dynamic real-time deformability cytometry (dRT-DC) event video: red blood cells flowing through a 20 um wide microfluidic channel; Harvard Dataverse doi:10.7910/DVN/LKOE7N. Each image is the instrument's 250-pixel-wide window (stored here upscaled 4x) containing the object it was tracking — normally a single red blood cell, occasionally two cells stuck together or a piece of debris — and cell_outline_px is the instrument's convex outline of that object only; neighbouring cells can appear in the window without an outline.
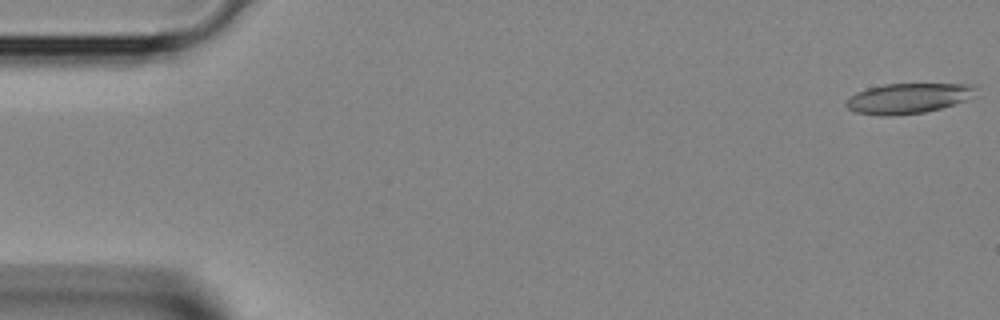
{"species": "Egyptian fruit bat (a non-hibernating species)", "species_latin": "Rousettus aegyptiacus", "temperature_condition": "room temperature", "stored_images_in_passage": 4, "camera_frame_rate_fps": 3000, "um_per_image_px": 0.085, "animal": {"sex": "female"}, "frame": {"image": 1, "passage_image": 1, "time_ms": 0.0, "image_size_px": [1000, 320], "cell_outline_px": [[976, 96], [968, 100], [940, 108], [924, 112], [888, 116], [880, 116], [856, 112], [848, 108], [844, 104], [856, 92], [868, 88], [884, 84], [972, 84], [976, 88]], "centroid_in_image_um": [77.23, 8.36], "position_along_channel_um": 7.8, "area_um2": 22.83}}
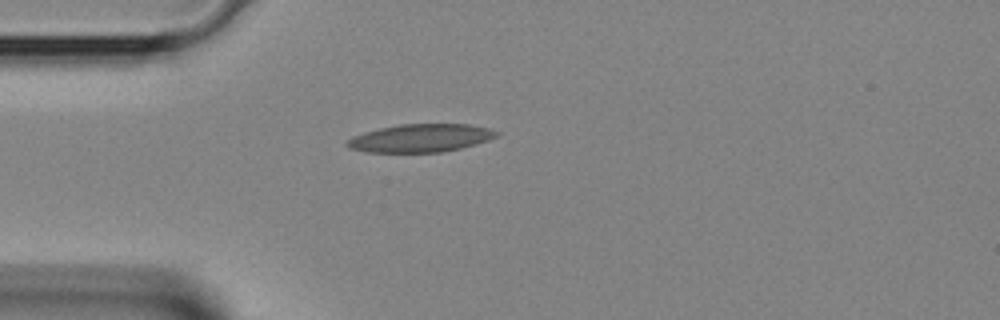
{"frame": {"image": 2, "passage_image": 4, "time_ms": 1.0, "image_size_px": [1000, 320], "cell_outline_px": [[500, 132], [496, 136], [488, 140], [476, 144], [460, 148], [440, 152], [368, 152], [348, 148], [344, 144], [352, 136], [364, 132], [380, 128], [400, 124], [468, 124], [488, 128]], "centroid_in_image_um": [35.72, 11.73], "position_along_channel_um": 49.3, "area_um2": 24.33}}